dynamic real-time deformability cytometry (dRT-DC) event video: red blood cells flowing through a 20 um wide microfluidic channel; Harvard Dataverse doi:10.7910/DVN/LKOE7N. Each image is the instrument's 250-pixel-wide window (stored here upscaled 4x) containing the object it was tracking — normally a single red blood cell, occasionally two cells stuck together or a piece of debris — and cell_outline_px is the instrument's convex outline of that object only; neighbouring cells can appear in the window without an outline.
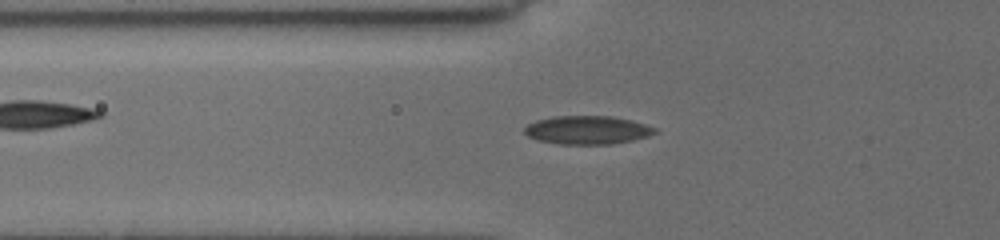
{"species": "common noctule bat (a hibernating species)", "species_latin": "Nyctalus noctula", "temperature_condition": "cold", "stored_images_in_passage": 55, "camera_frame_rate_fps": 3000, "um_per_image_px": 0.085, "animal": {"sex": "female", "body_mass_g": 19.5, "forearm_length_mm": 54.1}, "frame": {"image": 1, "passage_image": 21, "time_ms": 6.667, "image_size_px": [1000, 240], "cell_outline_px": [[656, 132], [648, 136], [632, 140], [612, 144], [560, 144], [536, 140], [528, 136], [524, 132], [524, 128], [528, 124], [536, 120], [552, 116], [612, 116], [632, 120], [656, 128]], "centroid_in_image_um": [49.9, 11.05], "position_along_channel_um": 75.9, "area_um2": 21.62}}
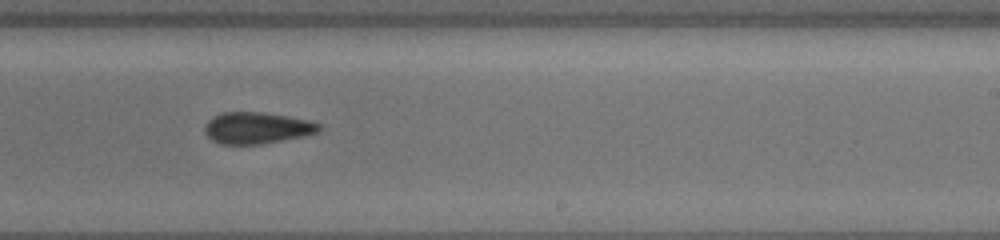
{"frame": {"image": 2, "passage_image": 36, "time_ms": 11.667, "image_size_px": [1000, 240], "cell_outline_px": [[324, 128], [320, 132], [304, 136], [264, 144], [220, 144], [212, 140], [204, 132], [204, 128], [208, 120], [212, 116], [224, 112], [256, 112], [284, 116], [308, 120], [320, 124]], "centroid_in_image_um": [21.85, 10.89], "position_along_channel_um": 267.2, "area_um2": 21.04}}
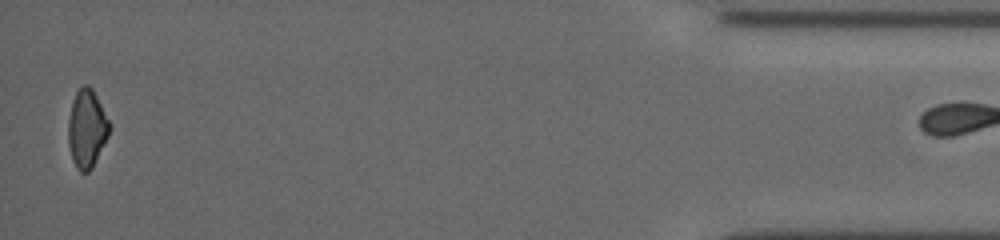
{"frame": {"image": 3, "passage_image": 54, "time_ms": 17.667, "image_size_px": [1000, 240], "cell_outline_px": [[112, 128], [92, 168], [88, 172], [80, 172], [76, 168], [72, 160], [68, 144], [68, 120], [72, 100], [76, 92], [84, 84], [88, 84], [92, 88], [112, 124]], "centroid_in_image_um": [7.39, 10.93], "position_along_channel_um": 427.8, "area_um2": 19.02}}